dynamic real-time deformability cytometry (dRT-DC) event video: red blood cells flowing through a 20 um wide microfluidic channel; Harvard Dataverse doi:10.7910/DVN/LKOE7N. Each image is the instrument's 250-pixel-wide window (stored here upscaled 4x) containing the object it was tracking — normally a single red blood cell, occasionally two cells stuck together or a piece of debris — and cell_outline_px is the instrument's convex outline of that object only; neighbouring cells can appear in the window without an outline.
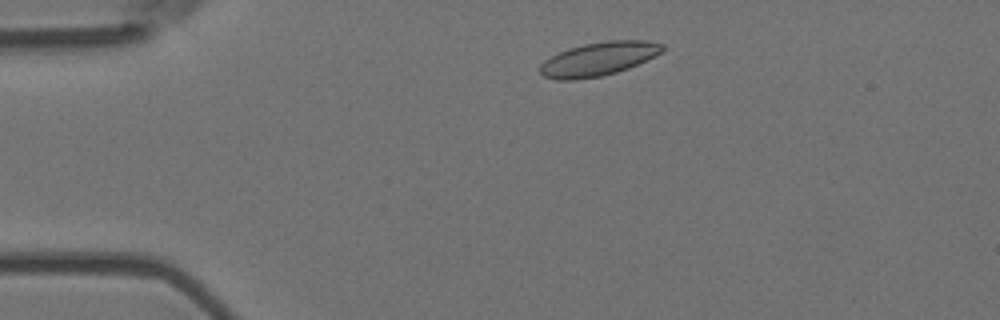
{"species": "Egyptian fruit bat (a non-hibernating species)", "species_latin": "Rousettus aegyptiacus", "temperature_condition": "room temperature", "stored_images_in_passage": 6, "camera_frame_rate_fps": 3000, "um_per_image_px": 0.085, "animal": {"sex": "female"}, "frame": {"image": 1, "passage_image": 2, "time_ms": 0.333, "image_size_px": [1000, 320], "cell_outline_px": [[664, 52], [656, 56], [628, 68], [616, 72], [600, 76], [576, 80], [556, 80], [544, 76], [540, 72], [540, 64], [544, 60], [568, 48], [584, 44], [608, 40], [648, 40], [664, 44]], "centroid_in_image_um": [50.91, 5.0], "position_along_channel_um": 34.1, "area_um2": 24.1}}
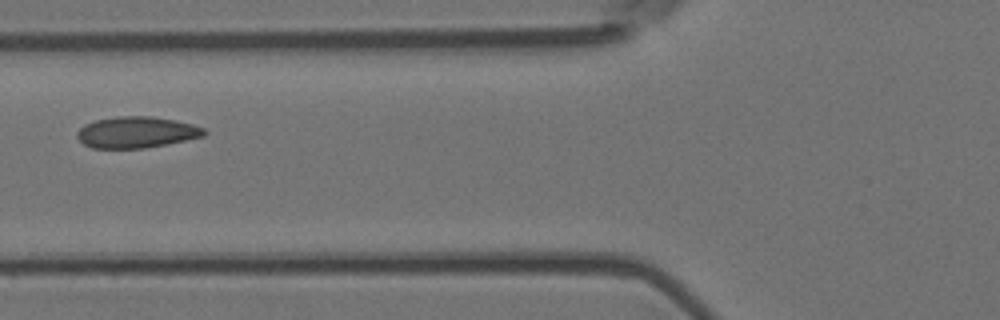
{"frame": {"image": 2, "passage_image": 4, "time_ms": 1.0, "image_size_px": [1000, 320], "cell_outline_px": [[208, 132], [204, 136], [144, 148], [92, 148], [84, 144], [76, 136], [76, 132], [84, 124], [96, 120], [116, 116], [152, 116], [192, 124], [204, 128]], "centroid_in_image_um": [11.57, 11.24], "position_along_channel_um": 114.2, "area_um2": 23.0}}
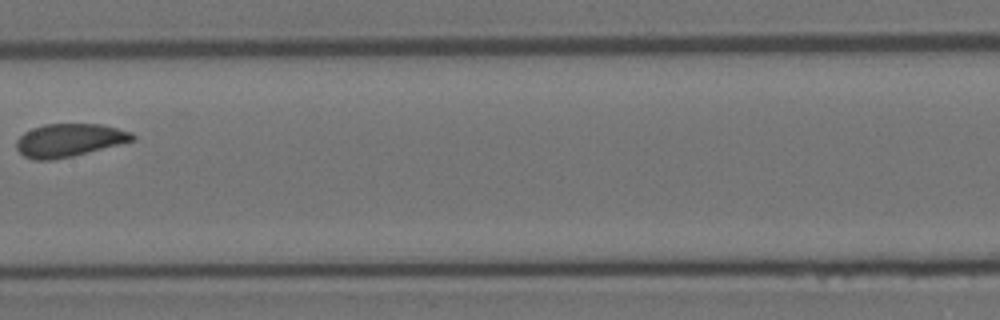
{"frame": {"image": 3, "passage_image": 6, "time_ms": 1.667, "image_size_px": [1000, 320], "cell_outline_px": [[136, 140], [72, 156], [52, 160], [32, 160], [24, 156], [16, 148], [16, 140], [24, 132], [32, 128], [44, 124], [100, 124], [132, 132], [136, 136]], "centroid_in_image_um": [5.87, 11.92], "position_along_channel_um": 201.5, "area_um2": 22.37}}